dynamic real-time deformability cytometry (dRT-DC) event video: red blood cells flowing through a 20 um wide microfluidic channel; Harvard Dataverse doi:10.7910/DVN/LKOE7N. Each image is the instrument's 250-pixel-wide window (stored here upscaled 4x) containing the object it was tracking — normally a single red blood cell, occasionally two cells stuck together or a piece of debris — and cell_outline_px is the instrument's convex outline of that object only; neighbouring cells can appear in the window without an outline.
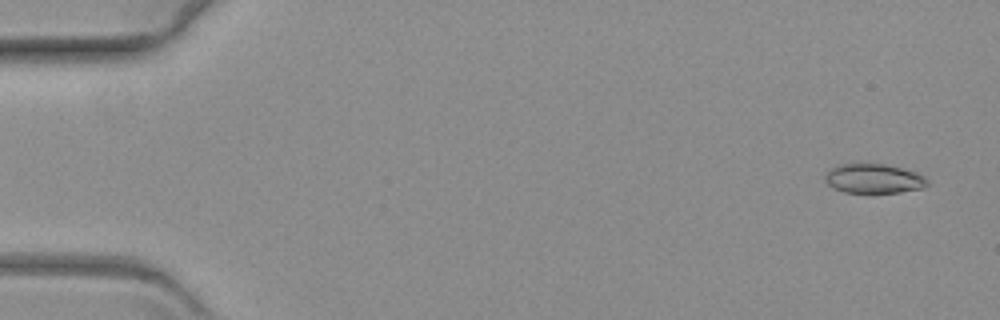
{"species": "common noctule bat (a hibernating species)", "species_latin": "Nyctalus noctula", "temperature_condition": "warm", "stored_images_in_passage": 59, "camera_frame_rate_fps": 3000, "um_per_image_px": 0.085, "animal": {"sex": "female", "body_mass_g": 19.3, "forearm_length_mm": 54.1}, "frame": {"image": 1, "passage_image": 2, "time_ms": 0.333, "image_size_px": [1000, 320], "cell_outline_px": [[928, 184], [920, 188], [900, 192], [844, 192], [832, 188], [824, 180], [824, 176], [828, 168], [836, 164], [884, 164], [916, 172], [924, 176], [928, 180]], "centroid_in_image_um": [74.2, 15.17], "position_along_channel_um": 10.8, "area_um2": 17.51}}
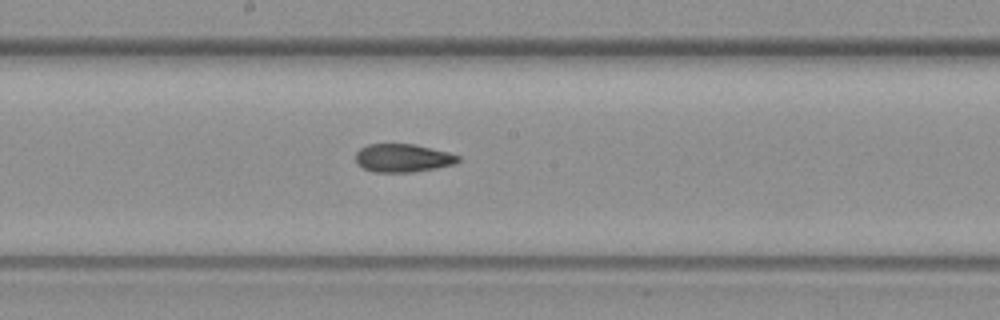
{"frame": {"image": 2, "passage_image": 32, "time_ms": 10.333, "image_size_px": [1000, 320], "cell_outline_px": [[460, 160], [456, 164], [436, 168], [412, 172], [372, 172], [356, 164], [356, 152], [360, 148], [368, 144], [412, 144], [448, 152], [460, 156]], "centroid_in_image_um": [34.23, 13.44], "position_along_channel_um": 214.0, "area_um2": 16.88}}
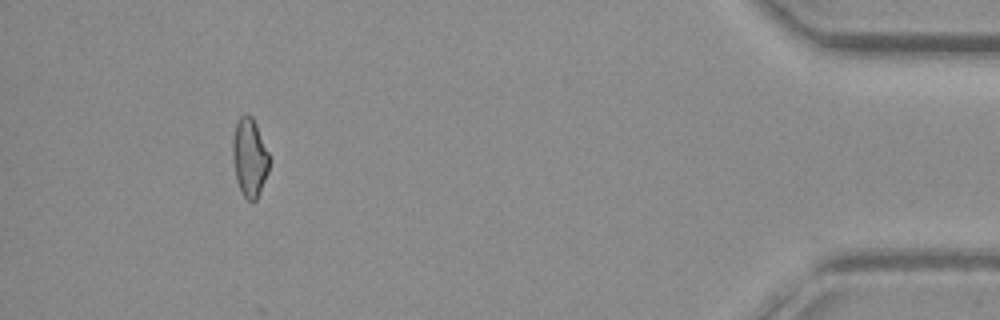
{"frame": {"image": 3, "passage_image": 55, "time_ms": 18.0, "image_size_px": [1000, 320], "cell_outline_px": [[268, 172], [256, 200], [248, 200], [240, 192], [236, 180], [232, 160], [232, 136], [236, 120], [240, 116], [252, 116], [256, 124], [268, 152]], "centroid_in_image_um": [21.17, 13.38], "position_along_channel_um": 414.0, "area_um2": 16.7}}